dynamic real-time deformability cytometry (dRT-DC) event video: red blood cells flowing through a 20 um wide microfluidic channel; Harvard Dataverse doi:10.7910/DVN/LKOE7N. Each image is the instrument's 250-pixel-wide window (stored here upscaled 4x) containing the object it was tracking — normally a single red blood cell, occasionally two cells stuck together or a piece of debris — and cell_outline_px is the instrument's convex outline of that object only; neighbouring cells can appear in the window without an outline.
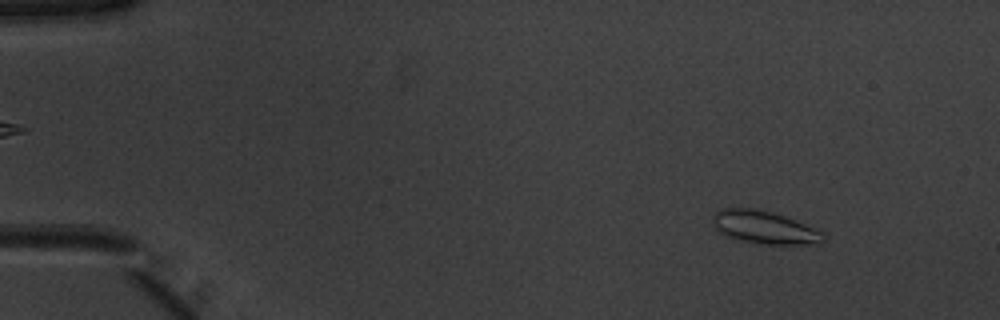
{"species": "common noctule bat (a hibernating species)", "species_latin": "Nyctalus noctula", "temperature_condition": "warm", "stored_images_in_passage": 52, "camera_frame_rate_fps": 3000, "um_per_image_px": 0.085, "animal": {"sex": "male", "body_mass_g": 20.1, "forearm_length_mm": 53.5}, "frame": {"image": 1, "passage_image": 6, "time_ms": 1.667, "image_size_px": [1000, 320], "cell_outline_px": [[824, 240], [816, 244], [756, 244], [736, 240], [716, 232], [712, 216], [716, 212], [724, 208], [756, 208], [772, 212], [784, 216], [824, 232]], "centroid_in_image_um": [64.93, 19.34], "position_along_channel_um": 20.1, "area_um2": 21.33}}
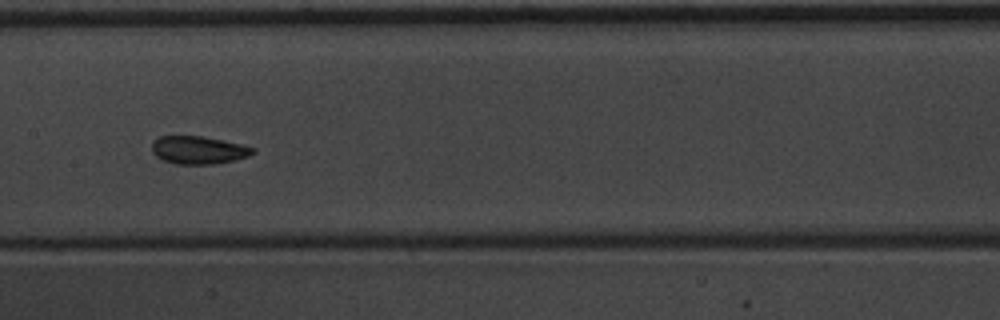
{"frame": {"image": 2, "passage_image": 27, "time_ms": 8.667, "image_size_px": [1000, 320], "cell_outline_px": [[256, 152], [248, 156], [236, 160], [216, 164], [176, 164], [164, 160], [156, 156], [152, 152], [152, 140], [160, 136], [204, 136], [240, 144], [256, 148]], "centroid_in_image_um": [16.88, 12.75], "position_along_channel_um": 190.5, "area_um2": 16.53}}
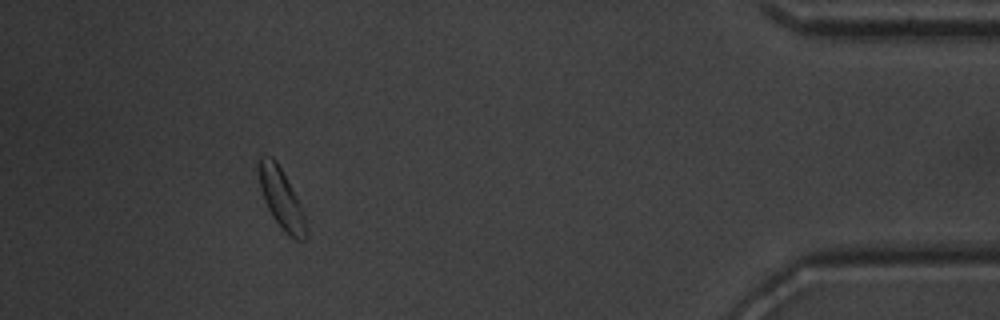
{"frame": {"image": 3, "passage_image": 48, "time_ms": 15.667, "image_size_px": [1000, 320], "cell_outline_px": [[308, 236], [304, 240], [296, 240], [288, 236], [284, 232], [272, 216], [264, 200], [260, 188], [260, 156], [272, 156], [276, 160], [296, 196], [300, 204], [308, 228]], "centroid_in_image_um": [23.95, 16.97], "position_along_channel_um": 411.2, "area_um2": 16.24}, "authors_computed_cell_mechanics": {"area_um2": 16.6175, "velocity_mm_per_s": 3.8989, "shape_relaxation_time_tau1_ms": 1.9234, "shape_relaxation_time_tau2_ms": 2.7791, "deformation_change_tau1": 0.0723, "deformation_change_tau2": 0.0568}}